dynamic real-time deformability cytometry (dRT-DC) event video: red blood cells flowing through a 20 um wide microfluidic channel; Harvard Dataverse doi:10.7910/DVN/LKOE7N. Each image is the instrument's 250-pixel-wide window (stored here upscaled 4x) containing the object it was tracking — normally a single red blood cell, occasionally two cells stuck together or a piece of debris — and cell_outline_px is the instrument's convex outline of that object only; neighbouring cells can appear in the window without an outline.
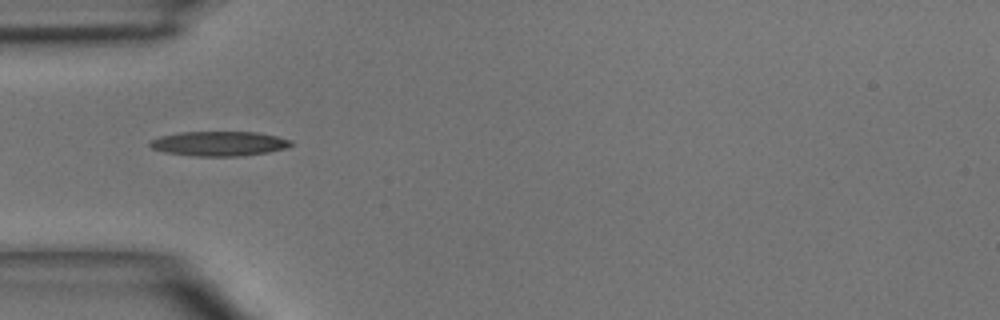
{"species": "common noctule bat (a hibernating species)", "species_latin": "Nyctalus noctula", "temperature_condition": "room temperature", "stored_images_in_passage": 4, "camera_frame_rate_fps": 3000, "um_per_image_px": 0.085, "animal": {"sex": "male", "body_mass_g": 15.6}, "frame": {"image": 1, "passage_image": 4, "time_ms": 3.333, "image_size_px": [1000, 320], "cell_outline_px": [[292, 144], [288, 148], [268, 152], [244, 156], [196, 156], [164, 152], [152, 148], [148, 144], [152, 140], [160, 136], [180, 132], [256, 132], [276, 136], [292, 140]], "centroid_in_image_um": [18.65, 12.21], "position_along_channel_um": 66.4, "area_um2": 20.29}}